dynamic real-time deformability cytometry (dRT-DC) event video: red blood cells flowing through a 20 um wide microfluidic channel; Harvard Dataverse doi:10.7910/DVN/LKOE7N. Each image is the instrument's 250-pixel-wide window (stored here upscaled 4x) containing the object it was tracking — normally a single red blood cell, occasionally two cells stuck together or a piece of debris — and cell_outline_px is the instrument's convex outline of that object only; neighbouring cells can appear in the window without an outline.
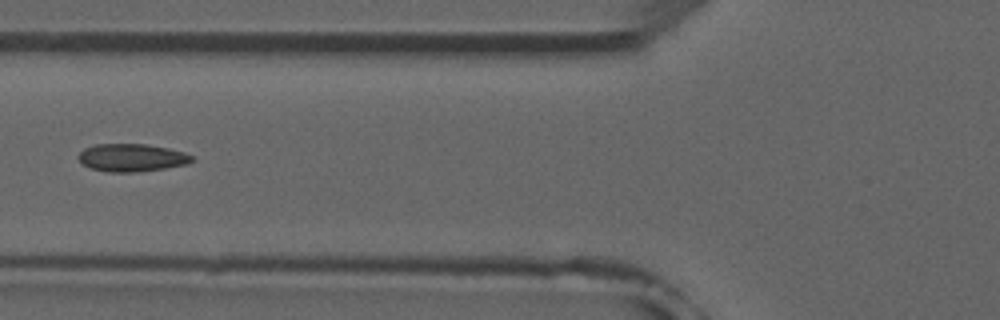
{"species": "common noctule bat (a hibernating species)", "species_latin": "Nyctalus noctula", "temperature_condition": "room temperature", "stored_images_in_passage": 7, "camera_frame_rate_fps": 3000, "um_per_image_px": 0.085, "animal": {"sex": "male", "forearm_length_mm": 52.5}, "frame": {"image": 1, "passage_image": 6, "time_ms": 5.667, "image_size_px": [1000, 320], "cell_outline_px": [[196, 160], [188, 164], [164, 168], [136, 172], [108, 172], [88, 168], [80, 164], [76, 156], [84, 148], [96, 144], [144, 144], [168, 148], [184, 152], [192, 156]], "centroid_in_image_um": [11.16, 13.41], "position_along_channel_um": 114.6, "area_um2": 18.61}}
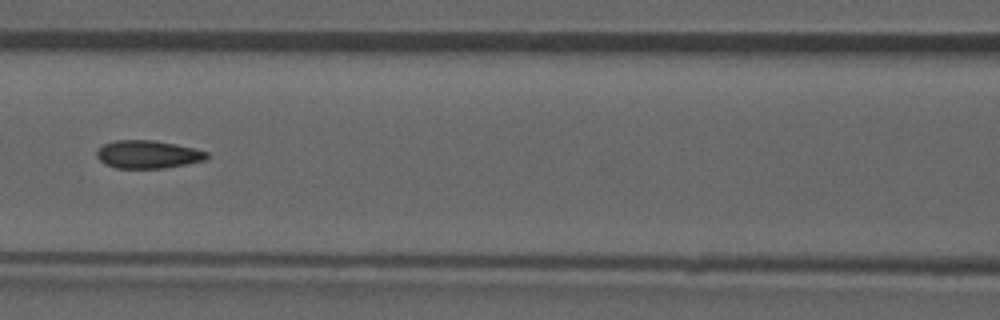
{"frame": {"image": 2, "passage_image": 7, "time_ms": 6.667, "image_size_px": [1000, 320], "cell_outline_px": [[208, 156], [204, 160], [164, 168], [116, 168], [104, 164], [96, 156], [96, 152], [104, 144], [112, 140], [152, 140], [176, 144], [196, 148], [208, 152]], "centroid_in_image_um": [12.55, 13.11], "position_along_channel_um": 154.1, "area_um2": 17.92}}